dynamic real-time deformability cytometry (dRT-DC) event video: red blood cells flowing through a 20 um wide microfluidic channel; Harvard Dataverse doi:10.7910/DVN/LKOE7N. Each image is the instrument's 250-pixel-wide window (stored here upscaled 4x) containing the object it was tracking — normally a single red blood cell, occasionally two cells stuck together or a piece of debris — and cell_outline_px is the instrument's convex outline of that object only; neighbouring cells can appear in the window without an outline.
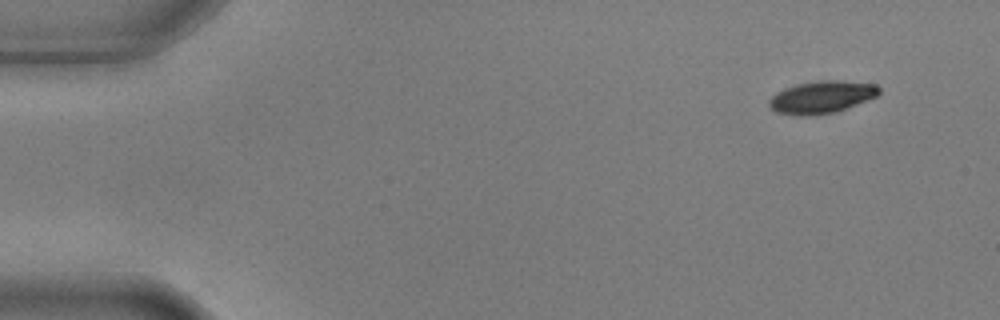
{"species": "common noctule bat (a hibernating species)", "species_latin": "Nyctalus noctula", "temperature_condition": "warm", "stored_images_in_passage": 5, "camera_frame_rate_fps": 3000, "um_per_image_px": 0.085, "animal": {"sex": "male", "body_mass_g": 17.9, "forearm_length_mm": 54.2}, "frame": {"image": 1, "passage_image": 1, "time_ms": 0.0, "image_size_px": [1000, 320], "cell_outline_px": [[880, 92], [876, 96], [836, 112], [812, 116], [796, 116], [776, 112], [768, 104], [768, 100], [776, 92], [784, 88], [796, 84], [820, 80], [844, 80], [876, 84], [880, 88]], "centroid_in_image_um": [69.81, 8.25], "position_along_channel_um": 15.2, "area_um2": 20.92}}
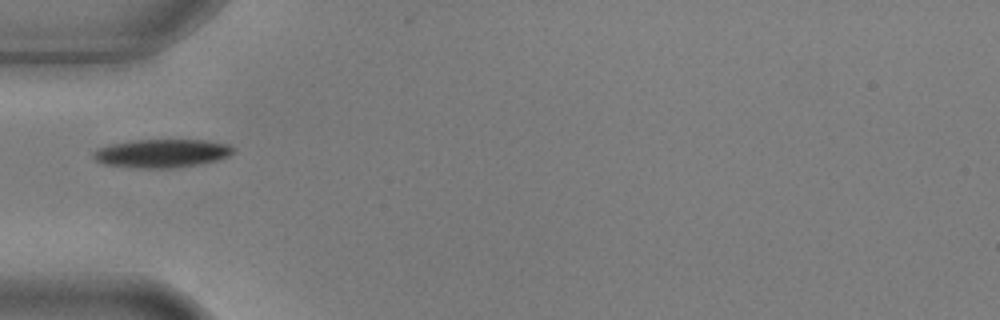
{"frame": {"image": 2, "passage_image": 5, "time_ms": 1.333, "image_size_px": [1000, 320], "cell_outline_px": [[236, 152], [228, 156], [216, 160], [196, 164], [172, 168], [140, 168], [104, 164], [96, 160], [92, 156], [92, 152], [96, 148], [108, 144], [128, 140], [208, 140], [228, 144], [236, 148]], "centroid_in_image_um": [13.73, 13.01], "position_along_channel_um": 71.3, "area_um2": 23.35}}